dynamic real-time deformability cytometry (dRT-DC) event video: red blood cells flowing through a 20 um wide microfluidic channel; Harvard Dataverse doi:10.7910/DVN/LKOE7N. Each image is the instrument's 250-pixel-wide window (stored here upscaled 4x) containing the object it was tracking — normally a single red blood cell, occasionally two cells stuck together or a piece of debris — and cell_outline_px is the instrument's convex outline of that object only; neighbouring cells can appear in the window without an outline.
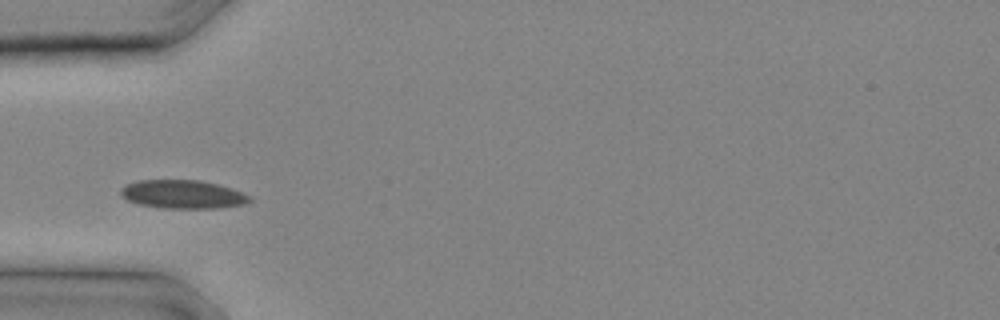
{"species": "common noctule bat (a hibernating species)", "species_latin": "Nyctalus noctula", "temperature_condition": "cold", "stored_images_in_passage": 7, "camera_frame_rate_fps": 3000, "um_per_image_px": 0.085, "animal": {"sex": "male", "body_mass_g": 20.4}, "frame": {"image": 1, "passage_image": 1, "time_ms": 0.0, "image_size_px": [1000, 320], "cell_outline_px": [[252, 200], [244, 204], [216, 208], [164, 208], [140, 204], [128, 200], [120, 192], [120, 188], [128, 184], [140, 180], [200, 180], [232, 188], [244, 192], [252, 196]], "centroid_in_image_um": [15.59, 16.51], "position_along_channel_um": 69.4, "area_um2": 21.27}}
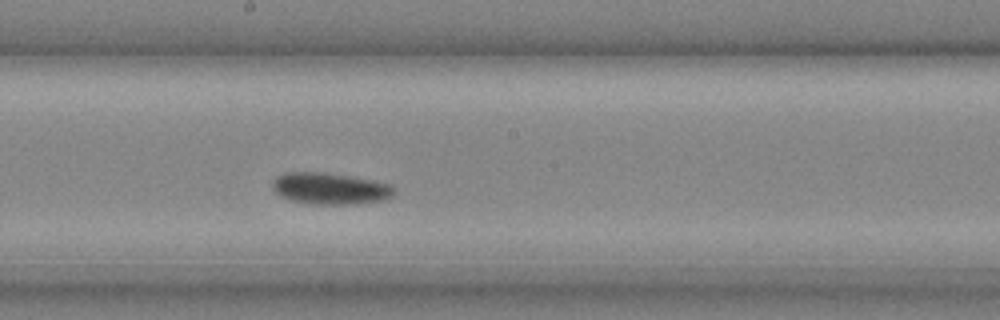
{"frame": {"image": 2, "passage_image": 7, "time_ms": 2.0, "image_size_px": [1000, 320], "cell_outline_px": [[396, 192], [392, 196], [384, 200], [356, 204], [308, 204], [288, 200], [280, 196], [272, 188], [272, 180], [276, 176], [284, 172], [324, 172], [372, 180], [392, 184], [396, 188]], "centroid_in_image_um": [28.05, 16.03], "position_along_channel_um": 220.2, "area_um2": 22.77}}